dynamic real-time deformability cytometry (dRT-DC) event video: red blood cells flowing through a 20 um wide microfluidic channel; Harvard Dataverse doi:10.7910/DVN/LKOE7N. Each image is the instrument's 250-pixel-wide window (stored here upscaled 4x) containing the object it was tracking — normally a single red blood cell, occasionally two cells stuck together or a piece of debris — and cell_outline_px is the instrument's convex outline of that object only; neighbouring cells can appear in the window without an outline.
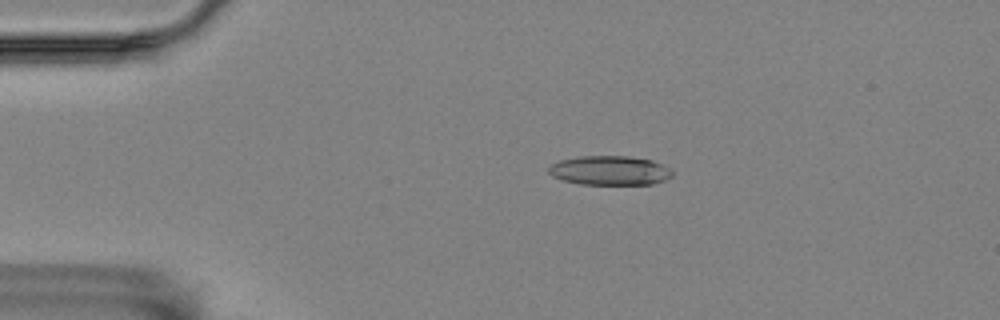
{"species": "Egyptian fruit bat (a non-hibernating species)", "species_latin": "Rousettus aegyptiacus", "temperature_condition": "room temperature", "stored_images_in_passage": 57, "camera_frame_rate_fps": 3000, "um_per_image_px": 0.085, "animal": {"sex": "female"}, "frame": {"image": 1, "passage_image": 12, "time_ms": 3.667, "image_size_px": [1000, 320], "cell_outline_px": [[672, 176], [664, 180], [652, 184], [580, 184], [564, 180], [552, 176], [548, 172], [548, 168], [552, 164], [560, 160], [580, 156], [628, 156], [652, 160], [668, 168], [672, 172]], "centroid_in_image_um": [51.81, 14.49], "position_along_channel_um": 33.2, "area_um2": 20.92}}
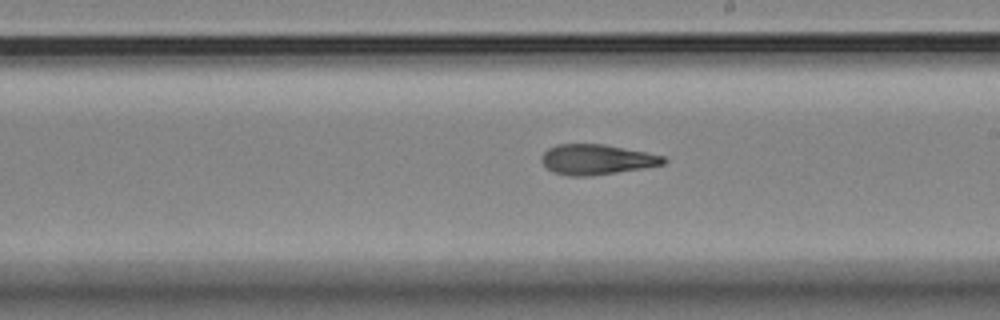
{"frame": {"image": 2, "passage_image": 33, "time_ms": 10.667, "image_size_px": [1000, 320], "cell_outline_px": [[668, 160], [664, 164], [616, 172], [588, 176], [572, 176], [556, 172], [548, 168], [540, 160], [540, 156], [548, 148], [556, 144], [604, 144], [664, 156]], "centroid_in_image_um": [50.69, 13.54], "position_along_channel_um": 238.3, "area_um2": 21.15}}
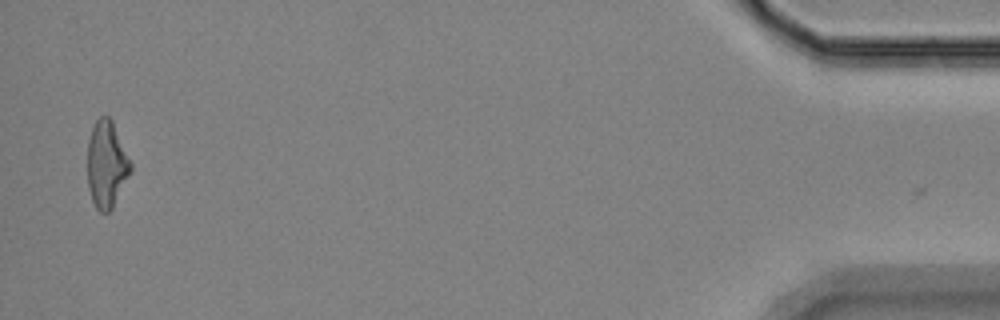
{"frame": {"image": 3, "passage_image": 56, "time_ms": 18.333, "image_size_px": [1000, 320], "cell_outline_px": [[132, 172], [112, 208], [108, 212], [100, 212], [96, 208], [92, 200], [88, 188], [88, 140], [92, 128], [96, 120], [100, 116], [108, 116], [112, 120], [132, 164]], "centroid_in_image_um": [9.07, 13.98], "position_along_channel_um": 426.1, "area_um2": 21.85}, "authors_computed_cell_mechanics": {"area_um2": 21.6172, "velocity_mm_per_s": 3.5456, "shape_relaxation_time_tau1_ms": null, "shape_relaxation_time_tau2_ms": 4.1827, "deformation_change_tau1": null, "deformation_change_tau2": 0.1402}}